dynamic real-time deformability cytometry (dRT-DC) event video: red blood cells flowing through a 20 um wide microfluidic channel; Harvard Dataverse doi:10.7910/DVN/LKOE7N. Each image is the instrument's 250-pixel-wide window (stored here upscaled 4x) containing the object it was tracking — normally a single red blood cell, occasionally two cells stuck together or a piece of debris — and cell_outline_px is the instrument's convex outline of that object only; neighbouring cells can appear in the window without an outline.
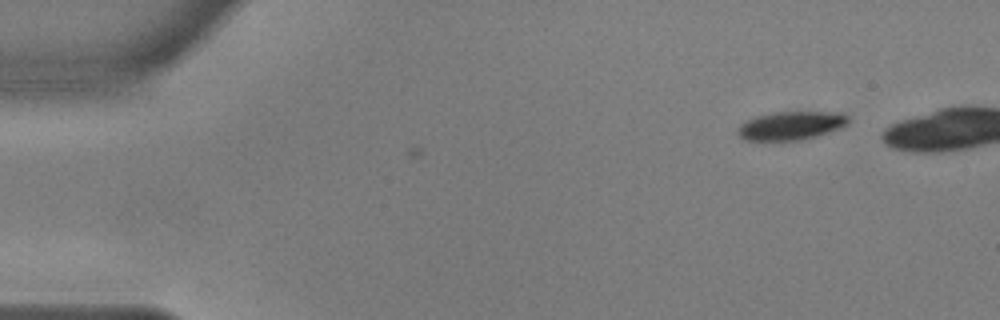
{"species": "common noctule bat (a hibernating species)", "species_latin": "Nyctalus noctula", "temperature_condition": "warm", "stored_images_in_passage": 9, "camera_frame_rate_fps": 3000, "um_per_image_px": 0.085, "animal": {"sex": "male", "body_mass_g": 17.9, "forearm_length_mm": 54.2}, "frame": {"image": 1, "passage_image": 9, "time_ms": 2.667, "image_size_px": [1000, 320], "cell_outline_px": [[848, 124], [840, 128], [816, 136], [800, 140], [744, 140], [736, 132], [740, 124], [756, 116], [772, 112], [840, 112], [848, 116]], "centroid_in_image_um": [67.23, 10.67], "position_along_channel_um": 17.8, "area_um2": 18.26}}